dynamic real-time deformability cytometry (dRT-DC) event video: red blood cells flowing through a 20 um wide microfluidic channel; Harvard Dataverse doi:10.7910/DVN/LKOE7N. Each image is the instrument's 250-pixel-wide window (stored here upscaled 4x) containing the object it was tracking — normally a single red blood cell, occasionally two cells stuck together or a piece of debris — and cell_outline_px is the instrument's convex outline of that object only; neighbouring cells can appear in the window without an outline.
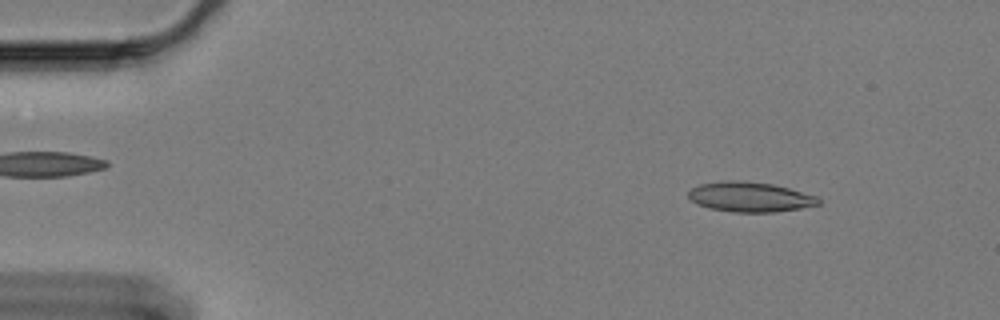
{"species": "Egyptian fruit bat (a non-hibernating species)", "species_latin": "Rousettus aegyptiacus", "temperature_condition": "cold", "stored_images_in_passage": 54, "camera_frame_rate_fps": 3000, "um_per_image_px": 0.085, "animal": {"sex": "female"}, "frame": {"image": 1, "passage_image": 2, "time_ms": 0.333, "image_size_px": [1000, 320], "cell_outline_px": [[820, 204], [800, 208], [776, 212], [732, 212], [708, 208], [696, 204], [688, 196], [688, 192], [692, 188], [700, 184], [720, 180], [744, 180], [772, 184], [820, 196]], "centroid_in_image_um": [63.75, 16.73], "position_along_channel_um": 21.3, "area_um2": 22.95}}
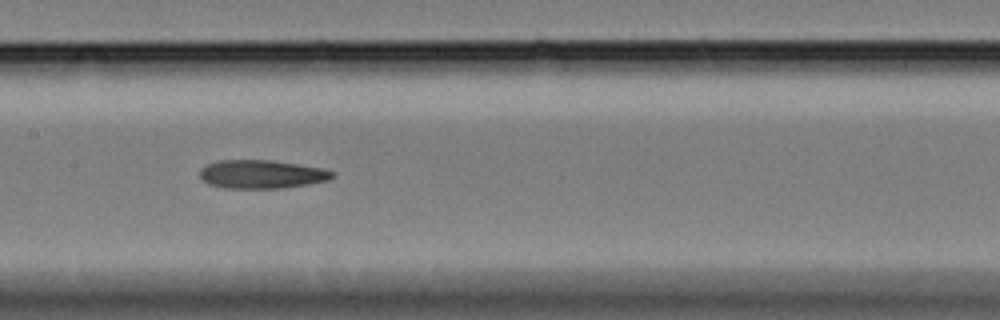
{"frame": {"image": 2, "passage_image": 24, "time_ms": 7.667, "image_size_px": [1000, 320], "cell_outline_px": [[336, 176], [328, 180], [308, 184], [280, 188], [224, 188], [208, 184], [200, 180], [200, 168], [208, 164], [220, 160], [272, 160], [324, 168], [336, 172]], "centroid_in_image_um": [22.25, 14.81], "position_along_channel_um": 185.2, "area_um2": 22.2}}
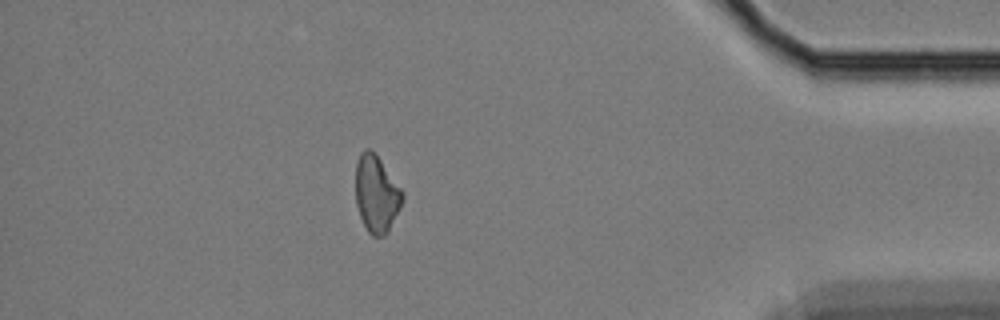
{"frame": {"image": 3, "passage_image": 47, "time_ms": 15.333, "image_size_px": [1000, 320], "cell_outline_px": [[404, 200], [388, 232], [384, 236], [372, 236], [368, 232], [360, 216], [356, 204], [356, 164], [364, 148], [368, 148], [380, 160], [404, 192]], "centroid_in_image_um": [32.01, 16.52], "position_along_channel_um": 403.2, "area_um2": 20.81}}